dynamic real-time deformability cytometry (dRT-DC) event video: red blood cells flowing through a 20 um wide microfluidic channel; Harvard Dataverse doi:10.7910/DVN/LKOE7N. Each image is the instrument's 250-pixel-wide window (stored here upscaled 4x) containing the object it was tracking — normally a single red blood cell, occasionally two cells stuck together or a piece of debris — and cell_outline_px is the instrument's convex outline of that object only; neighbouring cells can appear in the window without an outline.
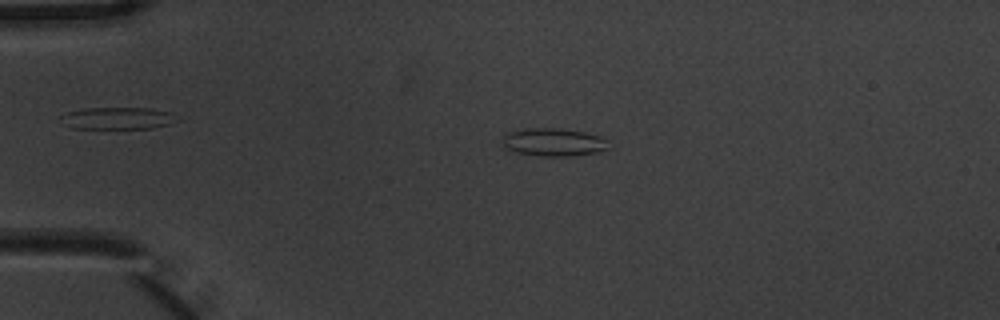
{"species": "common noctule bat (a hibernating species)", "species_latin": "Nyctalus noctula", "temperature_condition": "warm", "stored_images_in_passage": 2, "camera_frame_rate_fps": 3000, "um_per_image_px": 0.085, "animal": {"sex": "male", "body_mass_g": 20.1, "forearm_length_mm": 53.5}, "frame": {"image": 1, "passage_image": 1, "time_ms": 0.0, "image_size_px": [1000, 320], "cell_outline_px": [[608, 148], [600, 152], [572, 156], [540, 156], [516, 152], [508, 148], [504, 144], [504, 136], [508, 132], [524, 128], [556, 128], [584, 132], [600, 136], [604, 140]], "centroid_in_image_um": [47.06, 12.09], "position_along_channel_um": 37.9, "area_um2": 17.05}}